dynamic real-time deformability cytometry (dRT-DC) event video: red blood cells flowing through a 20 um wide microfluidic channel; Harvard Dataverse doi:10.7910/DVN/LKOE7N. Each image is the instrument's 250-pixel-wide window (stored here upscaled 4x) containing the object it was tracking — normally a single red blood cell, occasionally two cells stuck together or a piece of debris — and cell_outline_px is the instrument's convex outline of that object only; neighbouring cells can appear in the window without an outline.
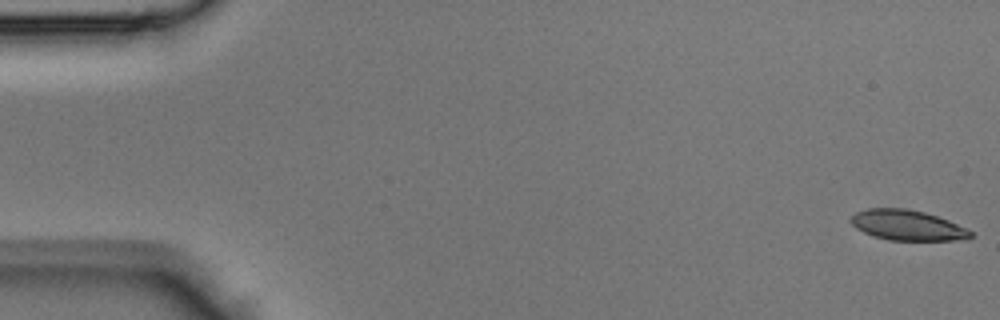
{"species": "Egyptian fruit bat (a non-hibernating species)", "species_latin": "Rousettus aegyptiacus", "temperature_condition": "room temperature", "stored_images_in_passage": 44, "camera_frame_rate_fps": 3000, "um_per_image_px": 0.085, "animal": {"sex": "male"}, "frame": {"image": 1, "passage_image": 1, "time_ms": 0.0, "image_size_px": [1000, 320], "cell_outline_px": [[972, 236], [968, 240], [888, 240], [872, 236], [856, 228], [848, 220], [856, 212], [868, 208], [904, 208], [924, 212], [948, 220], [972, 232]], "centroid_in_image_um": [77.09, 19.15], "position_along_channel_um": 7.9, "area_um2": 21.1}}
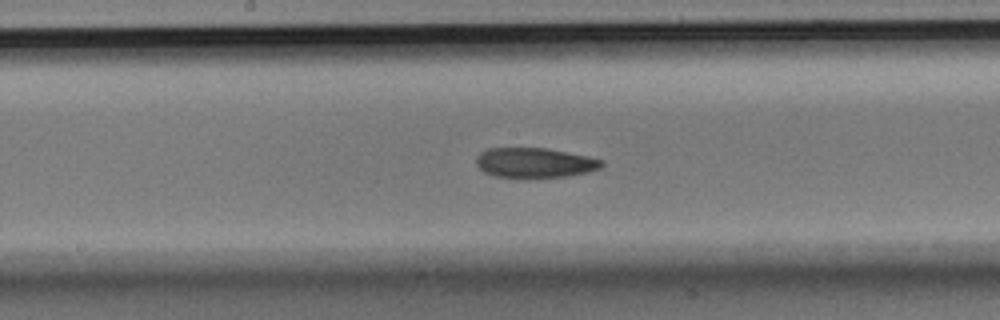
{"frame": {"image": 2, "passage_image": 23, "time_ms": 7.333, "image_size_px": [1000, 320], "cell_outline_px": [[604, 164], [600, 168], [588, 172], [568, 176], [524, 180], [492, 176], [484, 172], [476, 164], [476, 156], [480, 152], [488, 148], [548, 148], [588, 156], [604, 160]], "centroid_in_image_um": [45.43, 13.87], "position_along_channel_um": 202.8, "area_um2": 22.72}}
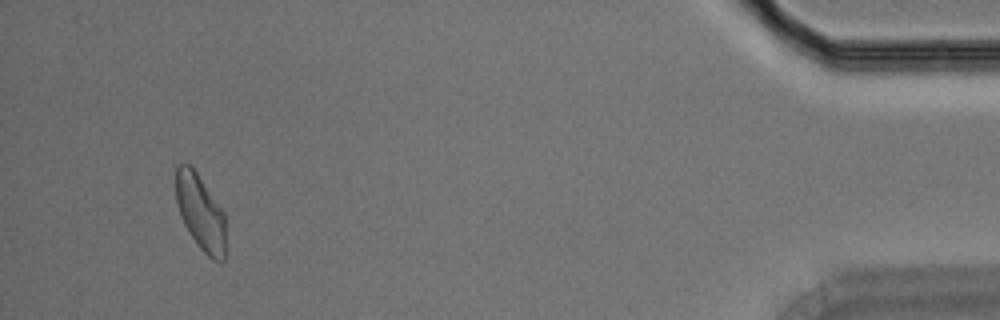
{"frame": {"image": 3, "passage_image": 42, "time_ms": 13.667, "image_size_px": [1000, 320], "cell_outline_px": [[224, 260], [212, 260], [200, 248], [188, 232], [180, 216], [176, 204], [176, 168], [180, 164], [188, 164], [196, 172], [224, 212]], "centroid_in_image_um": [17.01, 18.06], "position_along_channel_um": 418.2, "area_um2": 21.56}}